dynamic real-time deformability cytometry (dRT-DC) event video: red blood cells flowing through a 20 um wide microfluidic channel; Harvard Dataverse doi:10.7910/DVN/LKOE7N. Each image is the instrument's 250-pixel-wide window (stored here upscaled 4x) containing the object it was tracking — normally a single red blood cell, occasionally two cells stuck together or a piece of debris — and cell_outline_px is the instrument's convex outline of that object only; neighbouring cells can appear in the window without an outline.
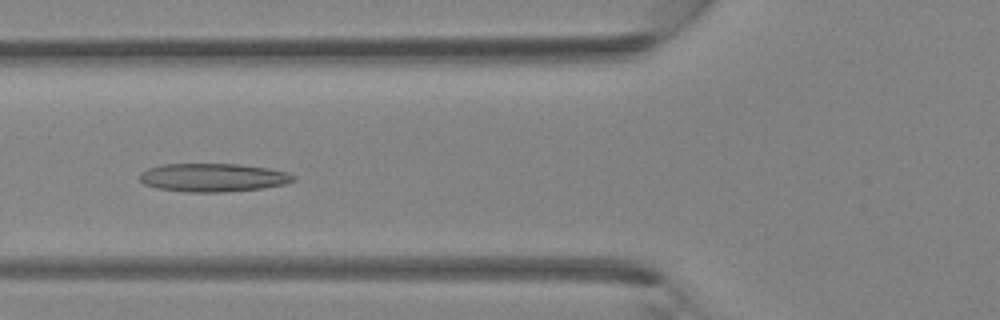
{"species": "Egyptian fruit bat (a non-hibernating species)", "species_latin": "Rousettus aegyptiacus", "temperature_condition": "room temperature", "stored_images_in_passage": 4, "camera_frame_rate_fps": 3000, "um_per_image_px": 0.085, "animal": {"sex": "female"}, "frame": {"image": 1, "passage_image": 4, "time_ms": 1.0, "image_size_px": [1000, 320], "cell_outline_px": [[296, 180], [284, 184], [264, 188], [220, 192], [184, 192], [156, 188], [144, 184], [140, 180], [140, 172], [148, 168], [164, 164], [240, 164], [268, 168], [288, 172], [296, 176]], "centroid_in_image_um": [18.11, 15.09], "position_along_channel_um": 107.7, "area_um2": 25.55}}